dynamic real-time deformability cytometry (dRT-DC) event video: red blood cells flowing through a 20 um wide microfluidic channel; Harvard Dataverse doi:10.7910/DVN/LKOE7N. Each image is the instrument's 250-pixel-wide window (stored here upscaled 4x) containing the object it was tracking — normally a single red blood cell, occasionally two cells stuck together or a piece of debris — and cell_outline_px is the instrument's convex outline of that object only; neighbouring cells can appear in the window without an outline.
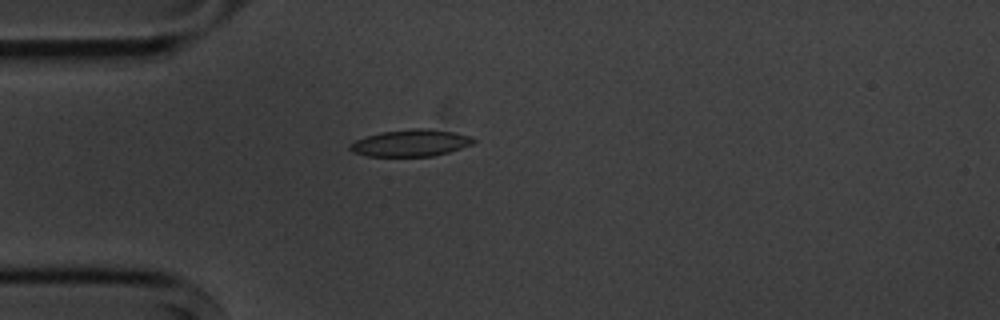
{"species": "common noctule bat (a hibernating species)", "species_latin": "Nyctalus noctula", "temperature_condition": "cold", "stored_images_in_passage": 3, "camera_frame_rate_fps": 3000, "um_per_image_px": 0.085, "animal": {"sex": "male", "body_mass_g": 20.1, "forearm_length_mm": 53.5}, "frame": {"image": 1, "passage_image": 3, "time_ms": 2.333, "image_size_px": [1000, 320], "cell_outline_px": [[476, 140], [472, 144], [448, 152], [432, 156], [364, 156], [352, 152], [348, 148], [348, 144], [356, 140], [380, 132], [416, 128], [428, 128], [452, 132], [472, 136]], "centroid_in_image_um": [34.88, 12.15], "position_along_channel_um": 50.1, "area_um2": 19.31}}